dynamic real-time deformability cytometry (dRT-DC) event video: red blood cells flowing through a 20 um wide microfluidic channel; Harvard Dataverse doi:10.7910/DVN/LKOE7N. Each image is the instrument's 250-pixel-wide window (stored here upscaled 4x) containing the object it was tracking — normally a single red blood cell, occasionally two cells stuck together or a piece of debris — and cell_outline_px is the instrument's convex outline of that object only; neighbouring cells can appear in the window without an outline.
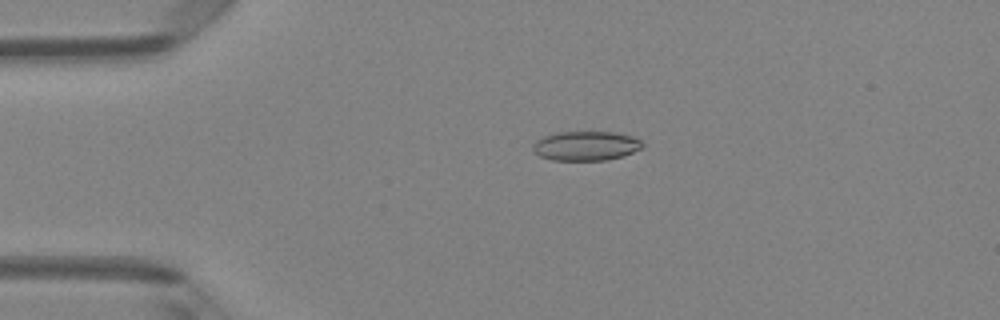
{"species": "Egyptian fruit bat (a non-hibernating species)", "species_latin": "Rousettus aegyptiacus", "temperature_condition": "room temperature", "stored_images_in_passage": 4, "camera_frame_rate_fps": 3000, "um_per_image_px": 0.085, "animal": {"sex": "female"}, "frame": {"image": 1, "passage_image": 3, "time_ms": 0.667, "image_size_px": [1000, 320], "cell_outline_px": [[644, 144], [640, 148], [624, 156], [608, 160], [552, 160], [540, 156], [532, 152], [532, 144], [536, 140], [544, 136], [560, 132], [616, 132], [632, 136], [640, 140]], "centroid_in_image_um": [49.78, 12.4], "position_along_channel_um": 35.2, "area_um2": 18.84}}